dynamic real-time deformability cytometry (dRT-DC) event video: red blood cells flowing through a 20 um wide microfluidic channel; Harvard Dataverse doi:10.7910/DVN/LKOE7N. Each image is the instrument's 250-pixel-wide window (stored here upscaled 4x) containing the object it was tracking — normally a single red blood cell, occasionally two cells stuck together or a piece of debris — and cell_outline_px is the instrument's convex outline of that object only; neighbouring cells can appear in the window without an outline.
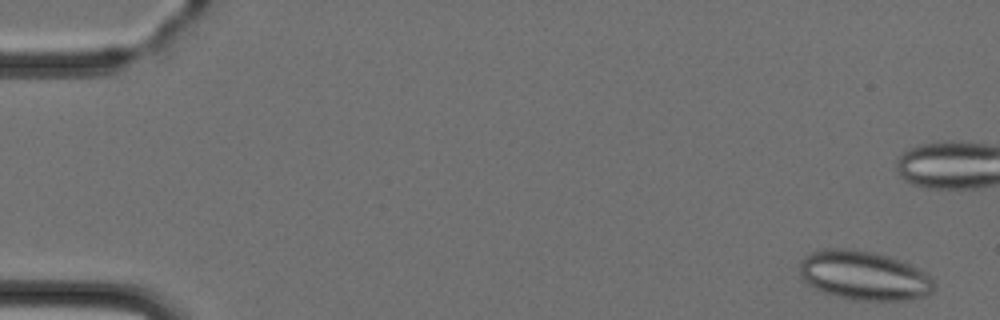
{"species": "Egyptian fruit bat (a non-hibernating species)", "species_latin": "Rousettus aegyptiacus", "temperature_condition": "cold", "stored_images_in_passage": 4, "camera_frame_rate_fps": 3000, "um_per_image_px": 0.085, "animal": {"sex": "female"}, "frame": {"image": 1, "passage_image": 4, "time_ms": 4.667, "image_size_px": [1000, 320], "cell_outline_px": [[936, 288], [928, 296], [904, 300], [864, 300], [840, 296], [824, 292], [808, 284], [804, 280], [800, 272], [800, 260], [804, 256], [812, 252], [828, 248], [844, 248], [876, 252], [904, 260], [912, 264], [932, 276]], "centroid_in_image_um": [73.51, 23.4], "position_along_channel_um": 11.5, "area_um2": 38.73}}